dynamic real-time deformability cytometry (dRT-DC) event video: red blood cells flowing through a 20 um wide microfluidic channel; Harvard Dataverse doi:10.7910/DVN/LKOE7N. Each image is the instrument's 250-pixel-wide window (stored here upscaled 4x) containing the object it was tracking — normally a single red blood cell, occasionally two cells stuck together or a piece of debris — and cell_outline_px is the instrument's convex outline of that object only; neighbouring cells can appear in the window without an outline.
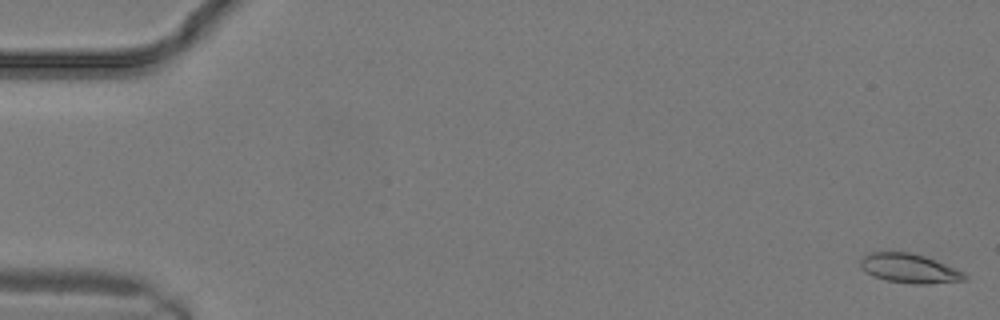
{"species": "common noctule bat (a hibernating species)", "species_latin": "Nyctalus noctula", "temperature_condition": "warm", "stored_images_in_passage": 12, "camera_frame_rate_fps": 3000, "um_per_image_px": 0.085, "animal": {"sex": "male", "body_mass_g": 19.2, "forearm_length_mm": 51.8}, "frame": {"image": 1, "passage_image": 1, "time_ms": 0.0, "image_size_px": [1000, 320], "cell_outline_px": [[968, 276], [964, 280], [928, 284], [912, 284], [888, 280], [872, 276], [860, 264], [860, 260], [864, 256], [872, 252], [908, 252], [924, 256], [936, 260], [956, 268], [964, 272]], "centroid_in_image_um": [77.34, 22.81], "position_along_channel_um": 7.7, "area_um2": 17.57}}
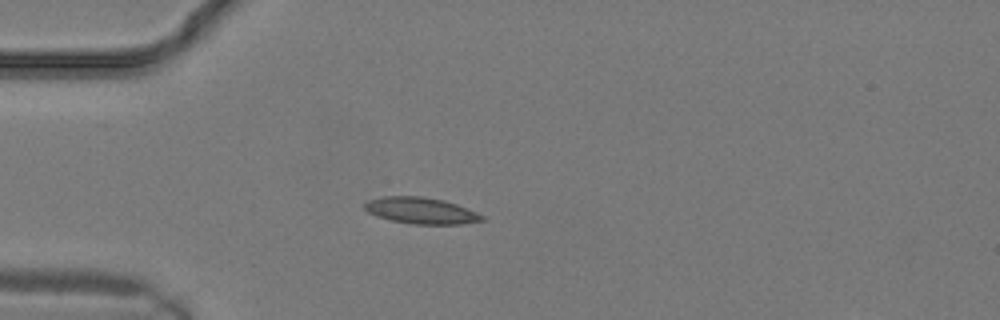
{"frame": {"image": 2, "passage_image": 8, "time_ms": 2.333, "image_size_px": [1000, 320], "cell_outline_px": [[484, 220], [460, 224], [412, 224], [392, 220], [376, 216], [368, 212], [364, 208], [364, 204], [368, 200], [380, 196], [420, 196], [444, 200], [468, 208], [484, 216]], "centroid_in_image_um": [35.77, 17.89], "position_along_channel_um": 49.2, "area_um2": 18.03}}
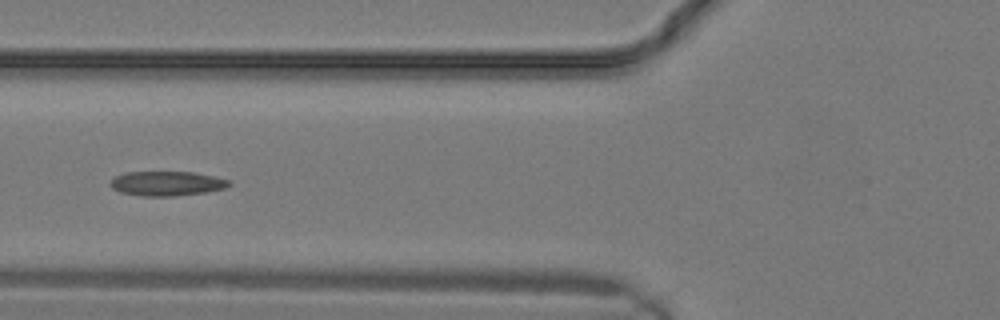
{"frame": {"image": 3, "passage_image": 11, "time_ms": 3.333, "image_size_px": [1000, 320], "cell_outline_px": [[232, 184], [224, 188], [208, 192], [176, 196], [140, 196], [120, 192], [112, 188], [108, 184], [116, 176], [124, 172], [196, 172], [228, 180]], "centroid_in_image_um": [14.16, 15.6], "position_along_channel_um": 111.6, "area_um2": 17.05}}